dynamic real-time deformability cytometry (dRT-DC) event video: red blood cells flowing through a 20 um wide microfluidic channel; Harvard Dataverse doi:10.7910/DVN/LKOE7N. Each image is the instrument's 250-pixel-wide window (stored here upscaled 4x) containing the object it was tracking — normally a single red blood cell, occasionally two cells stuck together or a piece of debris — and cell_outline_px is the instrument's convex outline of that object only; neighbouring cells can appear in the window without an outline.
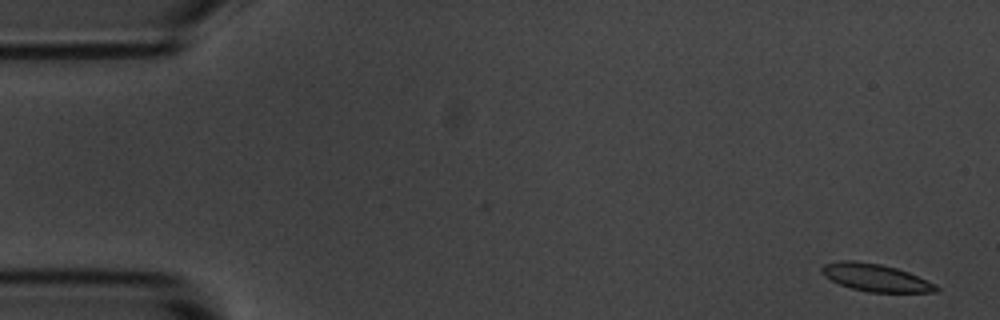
{"species": "common noctule bat (a hibernating species)", "species_latin": "Nyctalus noctula", "temperature_condition": "room temperature", "stored_images_in_passage": 5, "camera_frame_rate_fps": 3000, "um_per_image_px": 0.085, "animal": {"sex": "male", "body_mass_g": 20.1, "forearm_length_mm": 53.5}, "frame": {"image": 1, "passage_image": 1, "time_ms": 0.0, "image_size_px": [1000, 320], "cell_outline_px": [[940, 288], [936, 292], [868, 292], [852, 288], [840, 284], [824, 276], [820, 272], [820, 268], [824, 264], [840, 260], [856, 260], [880, 264], [896, 268], [908, 272], [936, 284]], "centroid_in_image_um": [74.4, 23.59], "position_along_channel_um": 10.6, "area_um2": 18.32}}
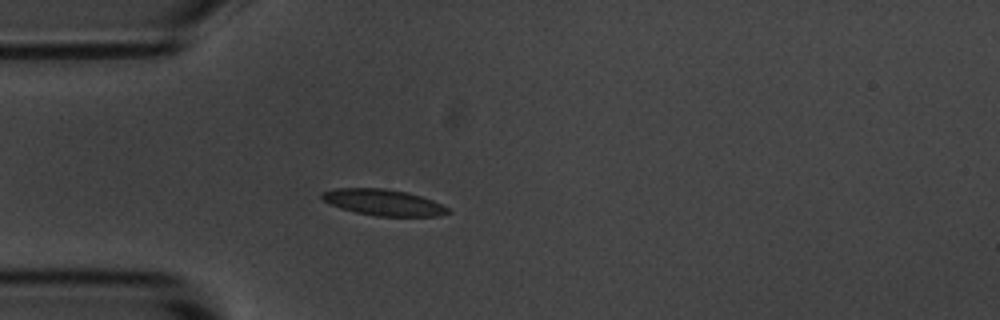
{"frame": {"image": 2, "passage_image": 5, "time_ms": 4.333, "image_size_px": [1000, 320], "cell_outline_px": [[452, 212], [440, 216], [376, 216], [356, 212], [340, 208], [320, 200], [320, 192], [336, 188], [384, 188], [408, 192], [432, 200], [448, 208]], "centroid_in_image_um": [32.54, 17.2], "position_along_channel_um": 52.5, "area_um2": 19.36}}